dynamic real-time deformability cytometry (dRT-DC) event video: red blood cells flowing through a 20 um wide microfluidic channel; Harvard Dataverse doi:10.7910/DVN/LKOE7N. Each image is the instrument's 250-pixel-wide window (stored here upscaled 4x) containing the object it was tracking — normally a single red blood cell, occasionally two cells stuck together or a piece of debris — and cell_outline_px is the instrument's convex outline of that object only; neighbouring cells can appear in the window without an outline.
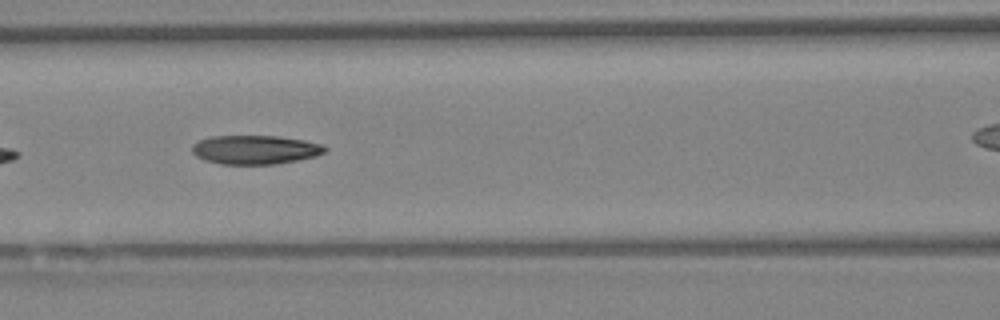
{"species": "Egyptian fruit bat (a non-hibernating species)", "species_latin": "Rousettus aegyptiacus", "temperature_condition": "warm", "stored_images_in_passage": 11, "camera_frame_rate_fps": 3000, "um_per_image_px": 0.085, "animal": {"sex": "female"}, "frame": {"image": 1, "passage_image": 8, "time_ms": 2.333, "image_size_px": [1000, 320], "cell_outline_px": [[328, 148], [324, 152], [316, 156], [276, 164], [220, 164], [204, 160], [196, 156], [192, 152], [192, 144], [208, 136], [276, 136], [304, 140], [320, 144]], "centroid_in_image_um": [21.65, 12.72], "position_along_channel_um": 144.9, "area_um2": 22.37}}
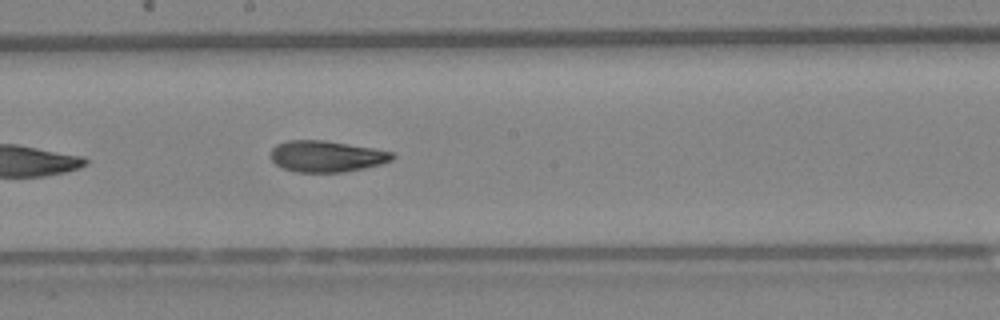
{"frame": {"image": 2, "passage_image": 10, "time_ms": 3.0, "image_size_px": [1000, 320], "cell_outline_px": [[396, 156], [392, 160], [380, 164], [344, 172], [296, 172], [284, 168], [276, 164], [272, 160], [272, 148], [276, 144], [288, 140], [324, 140], [396, 152]], "centroid_in_image_um": [27.78, 13.28], "position_along_channel_um": 220.4, "area_um2": 22.08}}